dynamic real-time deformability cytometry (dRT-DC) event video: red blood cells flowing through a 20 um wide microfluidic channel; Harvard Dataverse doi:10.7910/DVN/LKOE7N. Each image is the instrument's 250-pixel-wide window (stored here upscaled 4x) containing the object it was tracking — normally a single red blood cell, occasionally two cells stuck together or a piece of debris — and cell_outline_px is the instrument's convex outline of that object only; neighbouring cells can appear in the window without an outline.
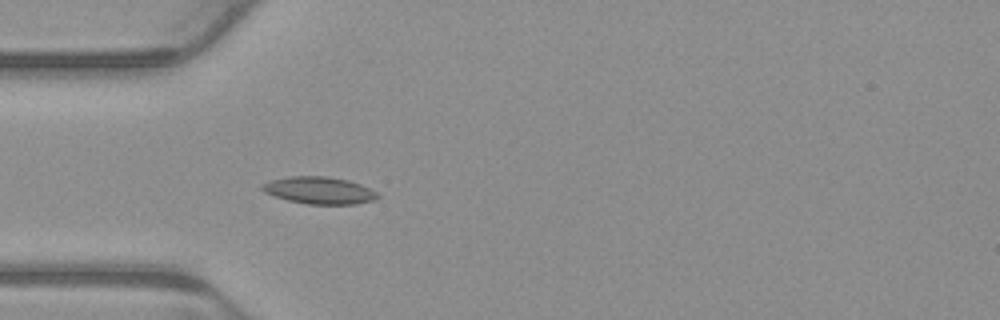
{"species": "common noctule bat (a hibernating species)", "species_latin": "Nyctalus noctula", "temperature_condition": "warm", "stored_images_in_passage": 4, "camera_frame_rate_fps": 3000, "um_per_image_px": 0.085, "animal": {"sex": "male", "body_mass_g": 23.1, "forearm_length_mm": 52.7}, "frame": {"image": 1, "passage_image": 4, "time_ms": 1.0, "image_size_px": [1000, 320], "cell_outline_px": [[380, 196], [376, 200], [356, 204], [308, 204], [288, 200], [264, 192], [260, 188], [260, 184], [272, 180], [288, 176], [328, 176], [348, 180], [360, 184], [376, 192]], "centroid_in_image_um": [27.14, 16.18], "position_along_channel_um": 57.9, "area_um2": 18.26}}